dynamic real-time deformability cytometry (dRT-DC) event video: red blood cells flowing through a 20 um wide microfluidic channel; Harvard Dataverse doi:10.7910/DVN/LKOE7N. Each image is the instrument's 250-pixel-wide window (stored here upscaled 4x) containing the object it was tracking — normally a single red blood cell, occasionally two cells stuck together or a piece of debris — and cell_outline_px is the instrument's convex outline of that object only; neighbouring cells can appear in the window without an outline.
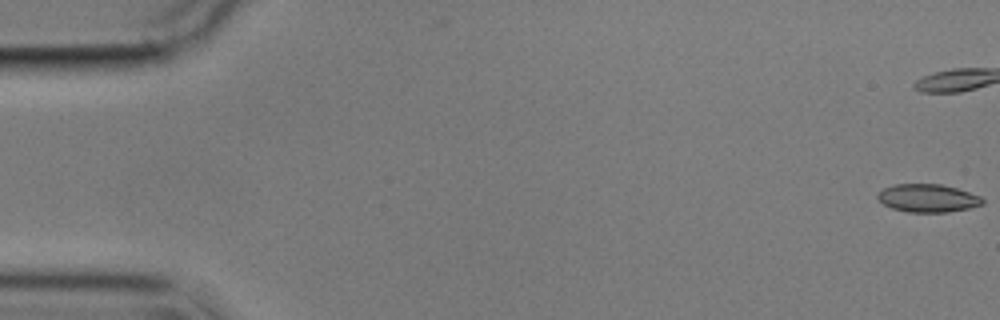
{"species": "common noctule bat (a hibernating species)", "species_latin": "Nyctalus noctula", "temperature_condition": "cold", "stored_images_in_passage": 56, "camera_frame_rate_fps": 3000, "um_per_image_px": 0.085, "animal": {"sex": "male", "body_mass_g": 17.9}, "frame": {"image": 1, "passage_image": 1, "time_ms": 0.0, "image_size_px": [1000, 320], "cell_outline_px": [[984, 204], [968, 208], [948, 212], [908, 212], [892, 208], [884, 204], [876, 196], [884, 188], [896, 184], [940, 184], [956, 188], [980, 196], [984, 200]], "centroid_in_image_um": [78.87, 16.84], "position_along_channel_um": 6.1, "area_um2": 16.94}}
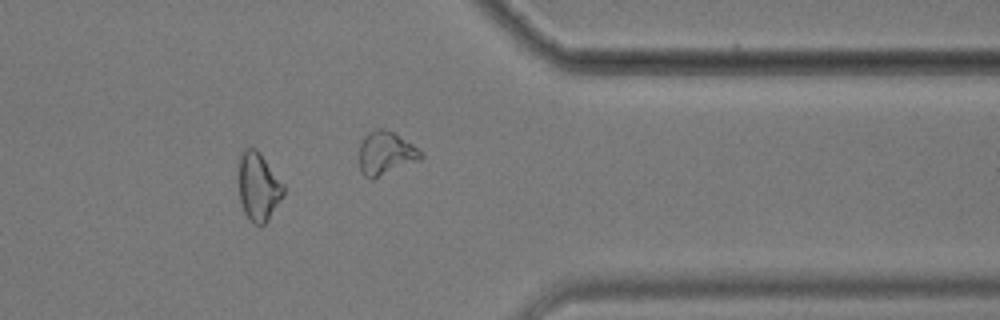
{"frame": {"image": 2, "passage_image": 47, "time_ms": 15.333, "image_size_px": [1000, 320], "cell_outline_px": [[284, 192], [280, 200], [268, 220], [264, 224], [256, 224], [248, 220], [244, 212], [240, 200], [240, 156], [244, 148], [256, 148], [260, 152], [284, 184]], "centroid_in_image_um": [21.98, 15.86], "position_along_channel_um": 389.4, "area_um2": 17.57}}